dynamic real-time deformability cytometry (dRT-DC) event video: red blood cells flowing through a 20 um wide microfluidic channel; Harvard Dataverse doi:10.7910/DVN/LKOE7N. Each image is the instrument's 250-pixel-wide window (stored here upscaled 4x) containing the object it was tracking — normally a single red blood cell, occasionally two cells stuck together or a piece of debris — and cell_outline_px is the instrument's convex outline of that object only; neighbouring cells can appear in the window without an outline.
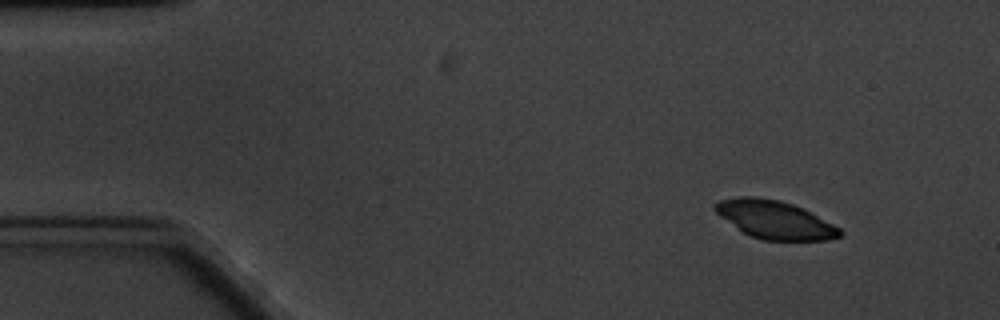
{"species": "common noctule bat (a hibernating species)", "species_latin": "Nyctalus noctula", "temperature_condition": "cold", "stored_images_in_passage": 3, "camera_frame_rate_fps": 3000, "um_per_image_px": 0.085, "animal": {"sex": "male", "body_mass_g": 20.1, "forearm_length_mm": 53.5}, "frame": {"image": 1, "passage_image": 1, "time_ms": 0.0, "image_size_px": [1000, 320], "cell_outline_px": [[844, 232], [840, 236], [828, 240], [764, 240], [752, 236], [744, 232], [720, 216], [712, 208], [712, 204], [720, 200], [736, 196], [756, 196], [780, 200], [804, 208], [840, 228]], "centroid_in_image_um": [65.85, 18.65], "position_along_channel_um": 19.1, "area_um2": 27.69}}